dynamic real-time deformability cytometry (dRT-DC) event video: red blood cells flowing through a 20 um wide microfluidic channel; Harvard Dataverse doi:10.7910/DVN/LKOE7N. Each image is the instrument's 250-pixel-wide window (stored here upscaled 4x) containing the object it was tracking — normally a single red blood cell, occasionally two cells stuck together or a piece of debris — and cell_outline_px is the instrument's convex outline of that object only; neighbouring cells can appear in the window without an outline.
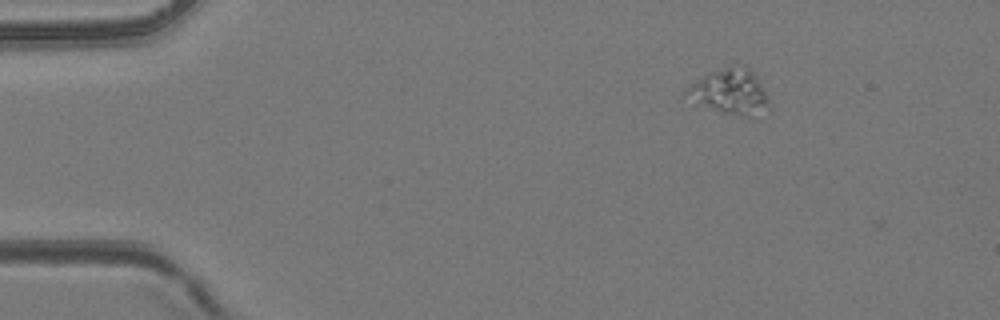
{"species": "common noctule bat (a hibernating species)", "species_latin": "Nyctalus noctula", "temperature_condition": "room temperature", "stored_images_in_passage": 3, "camera_frame_rate_fps": 3000, "um_per_image_px": 0.085, "animal": {"sex": "female", "body_mass_g": 24.6, "forearm_length_mm": 56.2}, "frame": {"image": 1, "passage_image": 1, "time_ms": 0.0, "image_size_px": [1000, 320], "cell_outline_px": [[764, 104], [752, 120], [748, 120], [724, 112], [684, 92], [692, 84], [708, 72], [732, 64], [748, 68], [756, 72], [764, 92]], "centroid_in_image_um": [62.11, 7.73], "position_along_channel_um": 22.9, "area_um2": 20.46}}